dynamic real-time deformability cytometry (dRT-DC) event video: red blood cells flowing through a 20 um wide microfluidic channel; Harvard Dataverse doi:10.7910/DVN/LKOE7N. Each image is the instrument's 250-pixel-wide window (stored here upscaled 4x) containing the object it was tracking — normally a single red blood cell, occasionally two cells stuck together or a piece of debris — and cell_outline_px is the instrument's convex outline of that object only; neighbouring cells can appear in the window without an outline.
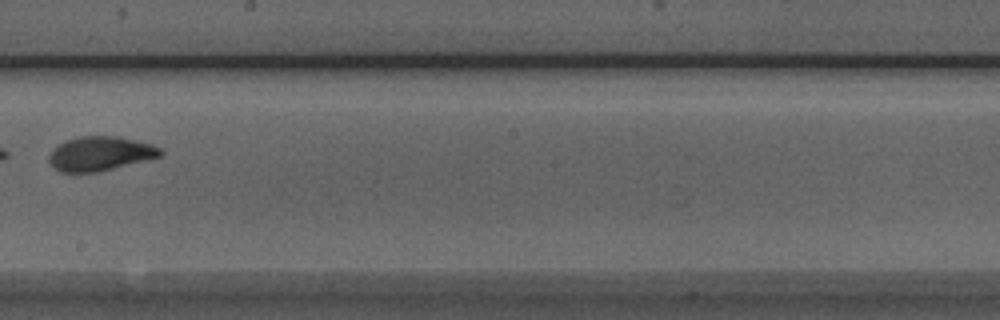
{"species": "Egyptian fruit bat (a non-hibernating species)", "species_latin": "Rousettus aegyptiacus", "temperature_condition": "room temperature", "stored_images_in_passage": 9, "camera_frame_rate_fps": 3000, "um_per_image_px": 0.085, "animal": {"sex": "male"}, "frame": {"image": 1, "passage_image": 8, "time_ms": 2.333, "image_size_px": [1000, 320], "cell_outline_px": [[164, 152], [160, 156], [100, 172], [60, 172], [48, 160], [48, 156], [60, 144], [68, 140], [80, 136], [120, 136], [152, 144], [160, 148]], "centroid_in_image_um": [8.55, 13.06], "position_along_channel_um": 239.6, "area_um2": 22.02}}
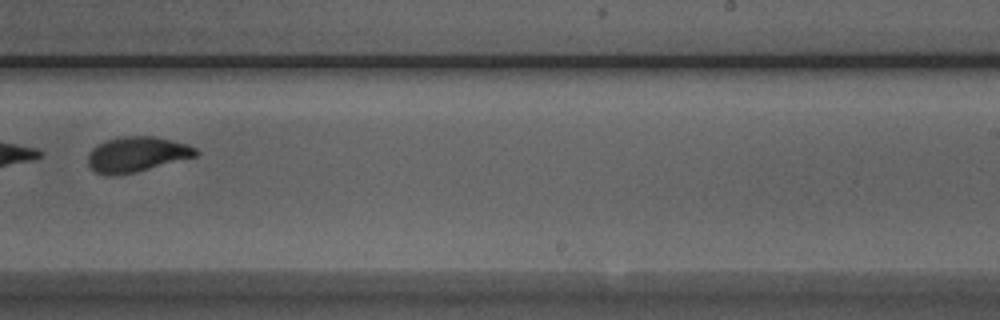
{"frame": {"image": 2, "passage_image": 9, "time_ms": 2.667, "image_size_px": [1000, 320], "cell_outline_px": [[200, 152], [196, 156], [136, 172], [108, 176], [96, 172], [88, 164], [88, 152], [92, 148], [108, 140], [120, 136], [152, 136], [172, 140], [188, 144], [196, 148]], "centroid_in_image_um": [11.64, 13.11], "position_along_channel_um": 277.4, "area_um2": 22.02}}